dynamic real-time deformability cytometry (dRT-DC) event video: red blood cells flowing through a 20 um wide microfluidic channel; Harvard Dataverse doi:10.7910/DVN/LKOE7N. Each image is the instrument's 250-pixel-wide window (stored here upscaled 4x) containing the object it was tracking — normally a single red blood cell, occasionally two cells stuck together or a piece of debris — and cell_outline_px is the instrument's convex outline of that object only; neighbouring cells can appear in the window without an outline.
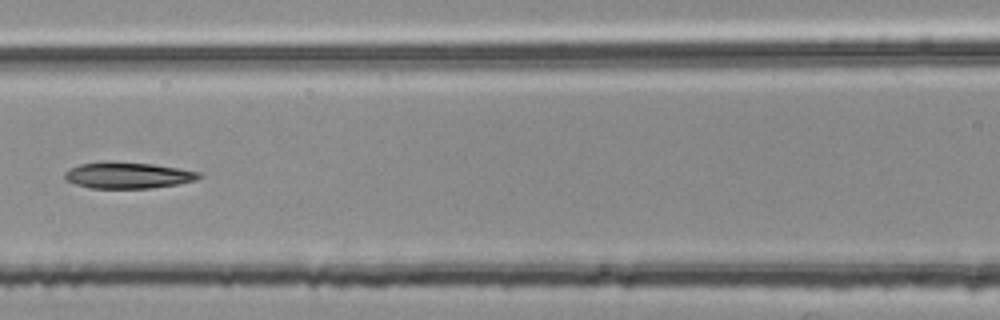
{"species": "common noctule bat (a hibernating species)", "species_latin": "Nyctalus noctula", "temperature_condition": "room temperature", "stored_images_in_passage": 7, "segment_of_instrument_passage": [2, 2], "camera_frame_rate_fps": 3000, "um_per_image_px": 0.085, "animal": {"sex": "female", "body_mass_g": 25.1}, "frame": {"image": 1, "passage_image": 7, "time_ms": 2.0, "image_size_px": [1000, 320], "cell_outline_px": [[204, 176], [196, 180], [176, 184], [152, 188], [92, 188], [76, 184], [64, 180], [64, 172], [80, 164], [104, 160], [108, 160], [152, 164], [180, 168], [200, 172]], "centroid_in_image_um": [10.87, 14.88], "position_along_channel_um": 155.7, "area_um2": 20.81}}